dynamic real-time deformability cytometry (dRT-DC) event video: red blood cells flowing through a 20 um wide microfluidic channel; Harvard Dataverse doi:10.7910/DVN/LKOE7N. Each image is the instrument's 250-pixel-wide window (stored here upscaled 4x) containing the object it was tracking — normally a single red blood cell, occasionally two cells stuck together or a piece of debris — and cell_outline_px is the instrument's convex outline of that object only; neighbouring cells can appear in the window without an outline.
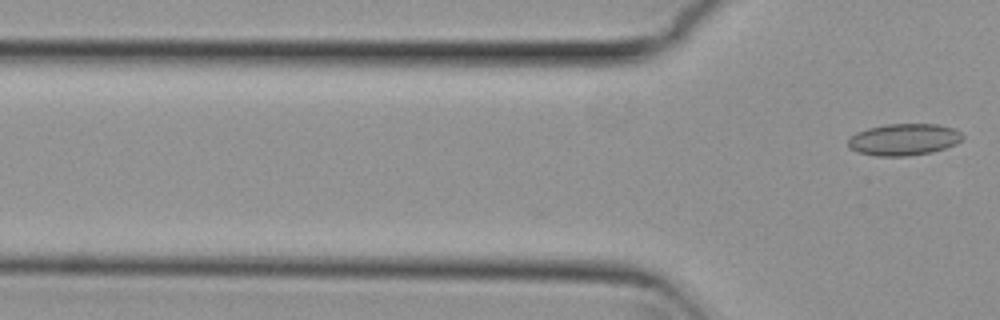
{"species": "common noctule bat (a hibernating species)", "species_latin": "Nyctalus noctula", "temperature_condition": "cold", "stored_images_in_passage": 8, "camera_frame_rate_fps": 3000, "um_per_image_px": 0.085, "animal": {"sex": "female", "body_mass_g": 29.2, "forearm_length_mm": 56.3}, "frame": {"image": 1, "passage_image": 8, "time_ms": 2.333, "image_size_px": [1000, 320], "cell_outline_px": [[964, 136], [956, 144], [932, 152], [904, 156], [876, 156], [856, 152], [848, 148], [848, 140], [856, 132], [868, 128], [888, 124], [936, 124], [956, 128]], "centroid_in_image_um": [76.81, 11.86], "position_along_channel_um": 49.0, "area_um2": 21.21}}